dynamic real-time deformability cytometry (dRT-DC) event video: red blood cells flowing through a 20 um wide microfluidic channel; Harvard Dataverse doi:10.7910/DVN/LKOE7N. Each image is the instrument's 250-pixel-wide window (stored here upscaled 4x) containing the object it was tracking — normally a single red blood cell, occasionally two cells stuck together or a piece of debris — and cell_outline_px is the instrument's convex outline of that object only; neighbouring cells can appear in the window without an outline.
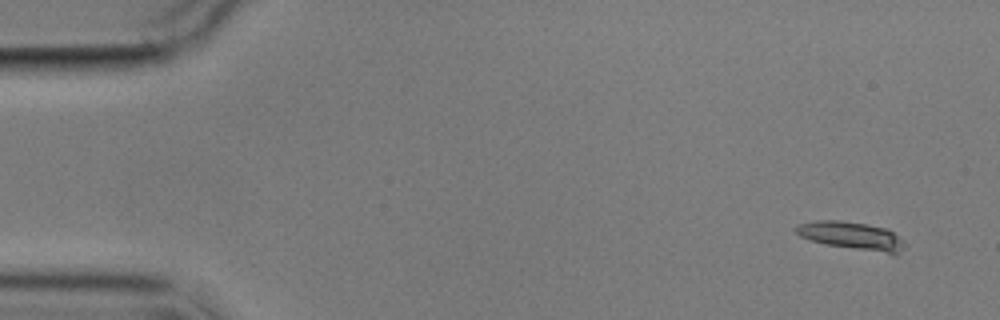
{"species": "common noctule bat (a hibernating species)", "species_latin": "Nyctalus noctula", "temperature_condition": "cold", "stored_images_in_passage": 3, "camera_frame_rate_fps": 3000, "um_per_image_px": 0.085, "animal": {"sex": "male", "body_mass_g": 17.9}, "frame": {"image": 1, "passage_image": 1, "time_ms": 0.0, "image_size_px": [1000, 320], "cell_outline_px": [[908, 244], [896, 256], [892, 256], [828, 244], [812, 240], [800, 236], [796, 232], [796, 224], [816, 220], [840, 220], [868, 224], [888, 228], [904, 240]], "centroid_in_image_um": [72.51, 20.06], "position_along_channel_um": 12.5, "area_um2": 18.21}}
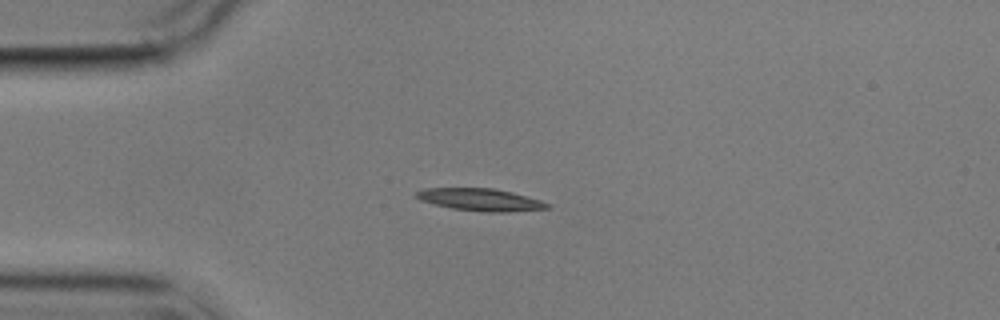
{"frame": {"image": 2, "passage_image": 3, "time_ms": 3.667, "image_size_px": [1000, 320], "cell_outline_px": [[548, 208], [508, 212], [484, 212], [452, 208], [420, 200], [416, 196], [416, 192], [424, 188], [492, 188], [512, 192], [540, 200], [548, 204]], "centroid_in_image_um": [40.82, 16.97], "position_along_channel_um": 44.2, "area_um2": 16.76}}